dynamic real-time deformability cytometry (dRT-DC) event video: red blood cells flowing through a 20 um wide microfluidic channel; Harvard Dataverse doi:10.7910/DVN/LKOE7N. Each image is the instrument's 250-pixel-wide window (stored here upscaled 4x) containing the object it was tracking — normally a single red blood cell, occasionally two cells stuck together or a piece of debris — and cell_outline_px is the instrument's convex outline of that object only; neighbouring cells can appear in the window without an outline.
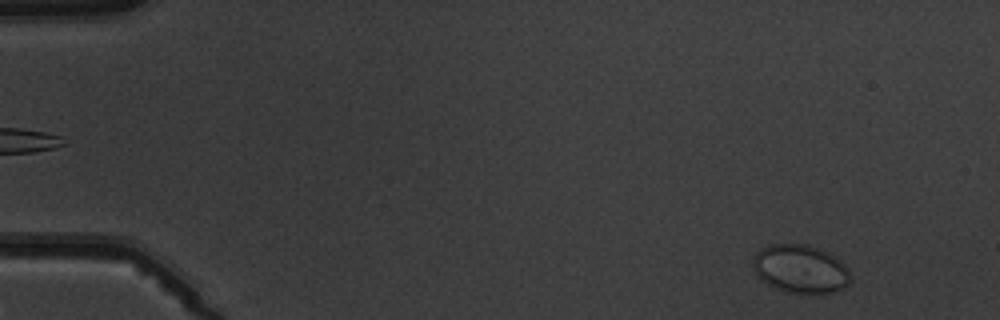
{"species": "common noctule bat (a hibernating species)", "species_latin": "Nyctalus noctula", "temperature_condition": "warm", "stored_images_in_passage": 7, "camera_frame_rate_fps": 3000, "um_per_image_px": 0.085, "animal": {"sex": "male", "body_mass_g": 19.5, "forearm_length_mm": 54.6}, "frame": {"image": 1, "passage_image": 7, "time_ms": 8.0, "image_size_px": [1000, 320], "cell_outline_px": [[852, 280], [844, 288], [836, 292], [820, 296], [808, 296], [788, 292], [776, 288], [768, 284], [756, 272], [752, 264], [752, 256], [760, 248], [772, 244], [804, 244], [828, 252], [840, 260], [848, 268], [852, 276]], "centroid_in_image_um": [68.09, 22.9], "position_along_channel_um": 16.9, "area_um2": 28.21}}